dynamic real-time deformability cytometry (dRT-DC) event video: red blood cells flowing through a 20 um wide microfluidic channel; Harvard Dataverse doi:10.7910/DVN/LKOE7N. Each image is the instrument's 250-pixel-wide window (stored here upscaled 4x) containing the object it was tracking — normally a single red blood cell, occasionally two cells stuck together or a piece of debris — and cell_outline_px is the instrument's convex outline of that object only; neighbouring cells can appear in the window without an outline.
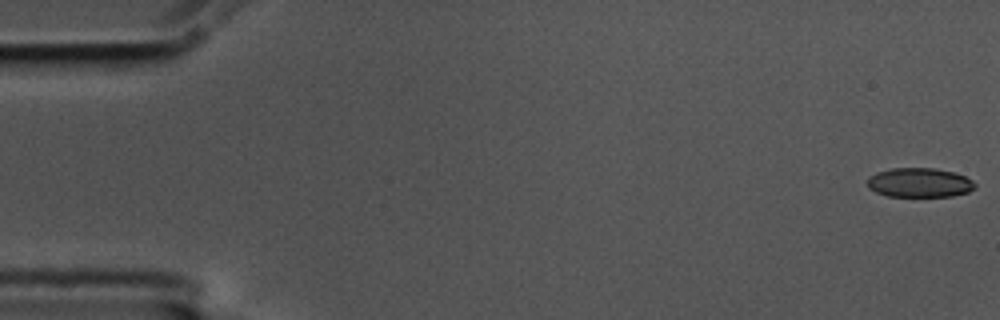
{"species": "common noctule bat (a hibernating species)", "species_latin": "Nyctalus noctula", "temperature_condition": "cold", "stored_images_in_passage": 23, "camera_frame_rate_fps": 3000, "um_per_image_px": 0.085, "animal": {"sex": "male", "body_mass_g": 17.5, "forearm_length_mm": 52.3}, "frame": {"image": 1, "passage_image": 1, "time_ms": 0.0, "image_size_px": [1000, 320], "cell_outline_px": [[976, 188], [968, 192], [952, 196], [888, 196], [876, 192], [868, 188], [868, 176], [876, 172], [892, 168], [936, 168], [952, 172], [964, 176], [972, 180], [976, 184]], "centroid_in_image_um": [78.15, 15.52], "position_along_channel_um": 6.9, "area_um2": 18.44}}
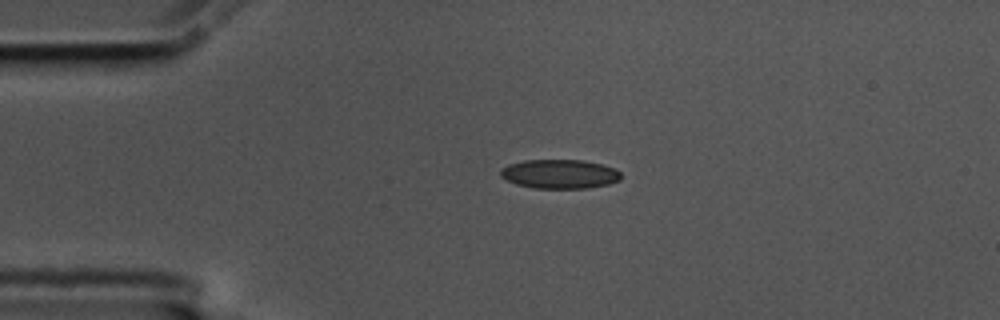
{"frame": {"image": 2, "passage_image": 13, "time_ms": 4.0, "image_size_px": [1000, 320], "cell_outline_px": [[620, 180], [608, 184], [588, 188], [532, 188], [516, 184], [500, 176], [500, 168], [508, 164], [524, 160], [584, 160], [616, 168], [620, 172]], "centroid_in_image_um": [47.56, 14.78], "position_along_channel_um": 37.4, "area_um2": 20.52}}